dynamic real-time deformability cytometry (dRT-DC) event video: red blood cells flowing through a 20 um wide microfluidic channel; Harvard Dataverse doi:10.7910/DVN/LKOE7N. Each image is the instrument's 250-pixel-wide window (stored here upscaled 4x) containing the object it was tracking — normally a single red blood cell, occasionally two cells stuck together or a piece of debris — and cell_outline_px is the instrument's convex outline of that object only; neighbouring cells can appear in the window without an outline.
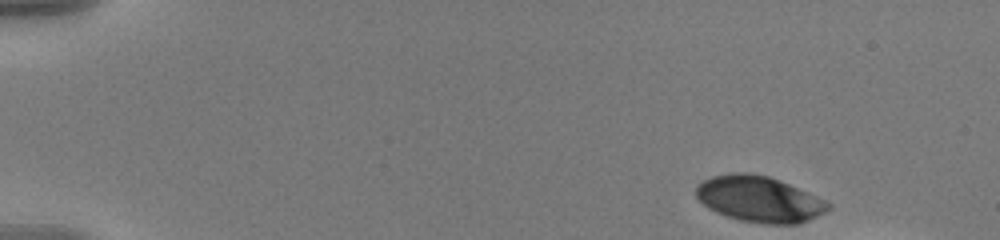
{"species": "human", "species_latin": "Homo sapiens", "temperature_condition": "warm", "stored_images_in_passage": 47, "camera_frame_rate_fps": 3000, "um_per_image_px": 0.085, "donor": {"sex": "male"}, "frame": {"image": 1, "passage_image": 1, "time_ms": 0.0, "image_size_px": [1000, 240], "cell_outline_px": [[832, 208], [808, 220], [796, 224], [764, 224], [740, 220], [716, 212], [708, 208], [696, 196], [696, 184], [712, 176], [732, 172], [748, 172], [768, 176], [780, 180], [816, 196], [832, 204]], "centroid_in_image_um": [64.52, 16.91], "position_along_channel_um": 20.5, "area_um2": 35.32}}
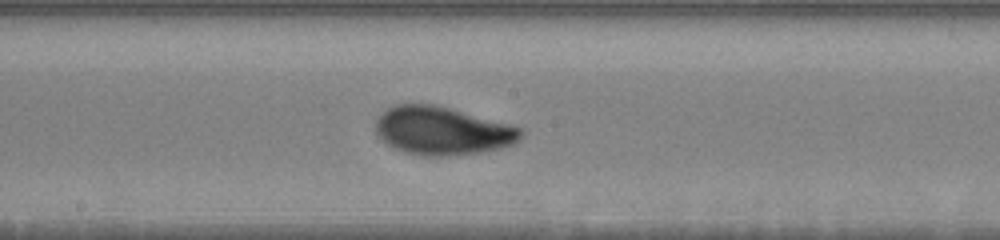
{"frame": {"image": 2, "passage_image": 27, "time_ms": 8.667, "image_size_px": [1000, 240], "cell_outline_px": [[524, 132], [520, 140], [512, 144], [500, 148], [476, 152], [448, 156], [428, 156], [404, 152], [388, 144], [376, 136], [376, 120], [388, 108], [396, 104], [432, 104], [448, 108], [520, 128]], "centroid_in_image_um": [37.55, 11.13], "position_along_channel_um": 210.6, "area_um2": 40.0}}
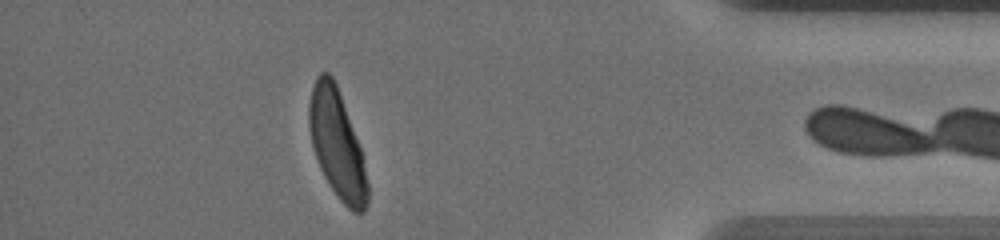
{"frame": {"image": 3, "passage_image": 46, "time_ms": 15.0, "image_size_px": [1000, 240], "cell_outline_px": [[368, 204], [364, 212], [352, 212], [340, 200], [324, 176], [320, 168], [312, 144], [308, 128], [308, 104], [312, 88], [316, 76], [320, 72], [328, 72], [332, 76], [336, 84], [360, 148], [368, 184]], "centroid_in_image_um": [28.62, 12.25], "position_along_channel_um": 406.6, "area_um2": 36.3}}